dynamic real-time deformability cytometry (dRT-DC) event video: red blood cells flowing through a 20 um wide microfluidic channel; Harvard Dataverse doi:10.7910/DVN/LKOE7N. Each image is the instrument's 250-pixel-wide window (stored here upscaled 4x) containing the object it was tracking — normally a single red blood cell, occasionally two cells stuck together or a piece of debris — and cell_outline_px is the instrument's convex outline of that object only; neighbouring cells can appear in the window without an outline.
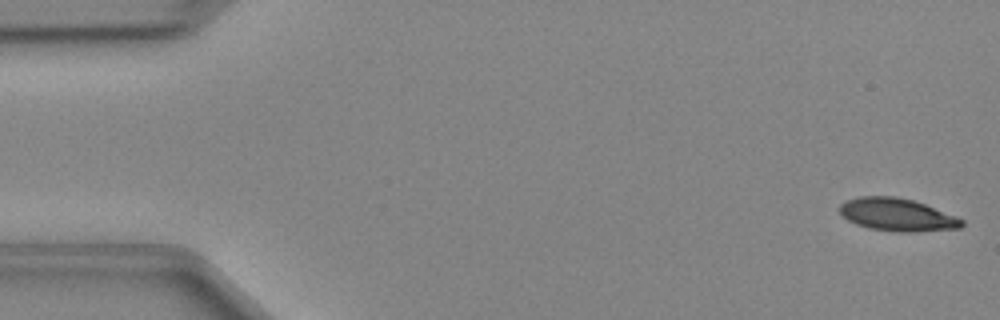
{"species": "Egyptian fruit bat (a non-hibernating species)", "species_latin": "Rousettus aegyptiacus", "temperature_condition": "cold", "stored_images_in_passage": 48, "camera_frame_rate_fps": 3000, "um_per_image_px": 0.085, "animal": {"sex": "female"}, "frame": {"image": 1, "passage_image": 1, "time_ms": 0.0, "image_size_px": [1000, 320], "cell_outline_px": [[964, 224], [960, 228], [912, 232], [900, 232], [868, 228], [856, 224], [848, 220], [840, 212], [840, 204], [848, 200], [860, 196], [896, 196], [912, 200], [924, 204], [956, 216], [964, 220]], "centroid_in_image_um": [76.27, 18.25], "position_along_channel_um": 8.7, "area_um2": 23.12}}
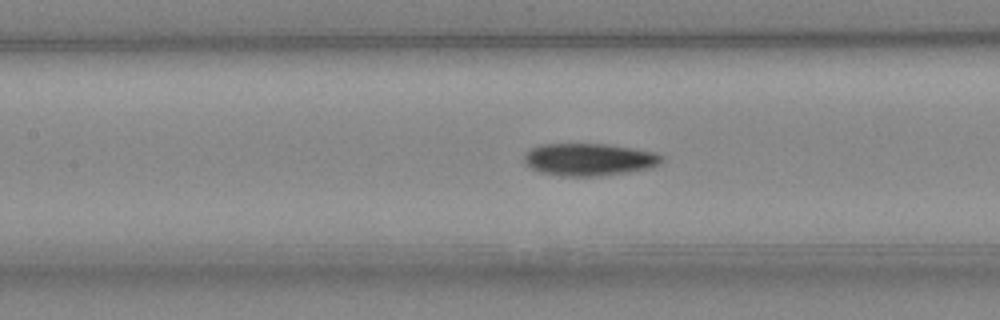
{"frame": {"image": 2, "passage_image": 21, "time_ms": 6.667, "image_size_px": [1000, 320], "cell_outline_px": [[664, 160], [660, 164], [648, 168], [628, 172], [600, 176], [560, 176], [540, 172], [524, 164], [524, 152], [528, 148], [540, 144], [608, 144], [656, 152], [664, 156]], "centroid_in_image_um": [50.05, 13.55], "position_along_channel_um": 157.4, "area_um2": 26.3}}
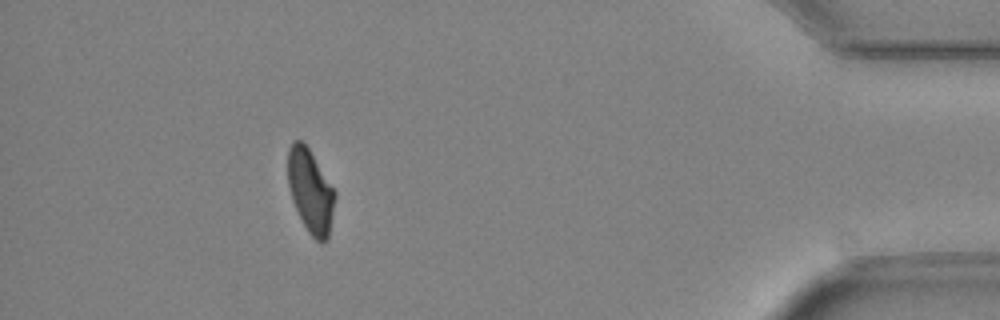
{"frame": {"image": 3, "passage_image": 43, "time_ms": 14.0, "image_size_px": [1000, 320], "cell_outline_px": [[336, 196], [328, 236], [324, 244], [320, 244], [308, 232], [292, 200], [288, 184], [288, 148], [292, 140], [300, 140], [308, 148], [336, 192]], "centroid_in_image_um": [26.39, 16.25], "position_along_channel_um": 408.8, "area_um2": 22.66}}